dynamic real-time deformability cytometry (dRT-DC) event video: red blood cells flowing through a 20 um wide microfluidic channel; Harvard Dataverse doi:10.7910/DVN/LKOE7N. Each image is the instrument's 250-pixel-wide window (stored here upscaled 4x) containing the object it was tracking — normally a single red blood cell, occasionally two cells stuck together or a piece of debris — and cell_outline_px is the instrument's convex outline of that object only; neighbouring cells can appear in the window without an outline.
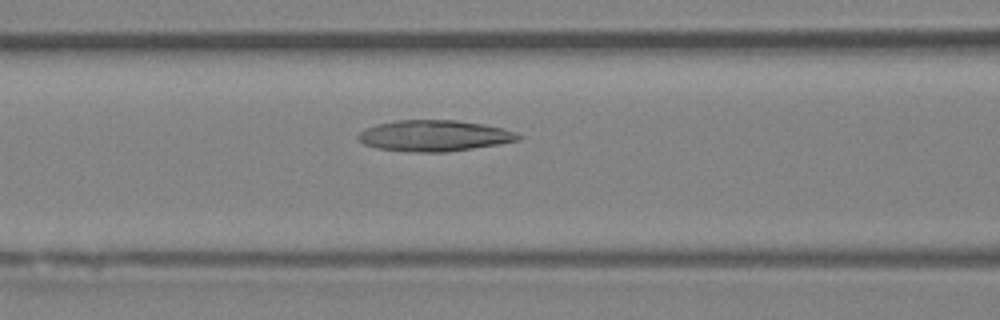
{"species": "Egyptian fruit bat (a non-hibernating species)", "species_latin": "Rousettus aegyptiacus", "temperature_condition": "room temperature", "stored_images_in_passage": 50, "camera_frame_rate_fps": 3000, "um_per_image_px": 0.085, "animal": {"sex": "female"}, "frame": {"image": 1, "passage_image": 20, "time_ms": 6.333, "image_size_px": [1000, 320], "cell_outline_px": [[524, 136], [520, 140], [448, 152], [412, 152], [376, 148], [364, 144], [356, 136], [364, 128], [376, 124], [396, 120], [456, 120], [484, 124], [516, 132]], "centroid_in_image_um": [36.89, 11.53], "position_along_channel_um": 129.7, "area_um2": 29.02}}
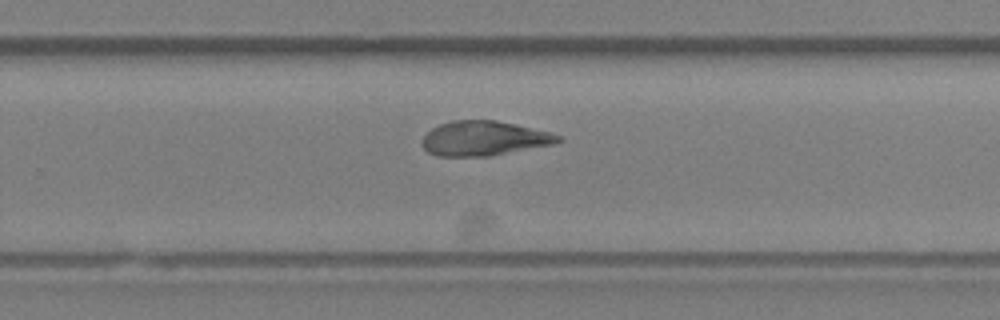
{"frame": {"image": 2, "passage_image": 32, "time_ms": 10.333, "image_size_px": [1000, 320], "cell_outline_px": [[564, 140], [552, 144], [488, 156], [436, 156], [428, 152], [420, 144], [420, 140], [432, 128], [440, 124], [452, 120], [496, 120], [516, 124], [552, 132], [560, 136]], "centroid_in_image_um": [41.12, 11.75], "position_along_channel_um": 288.7, "area_um2": 27.46}}
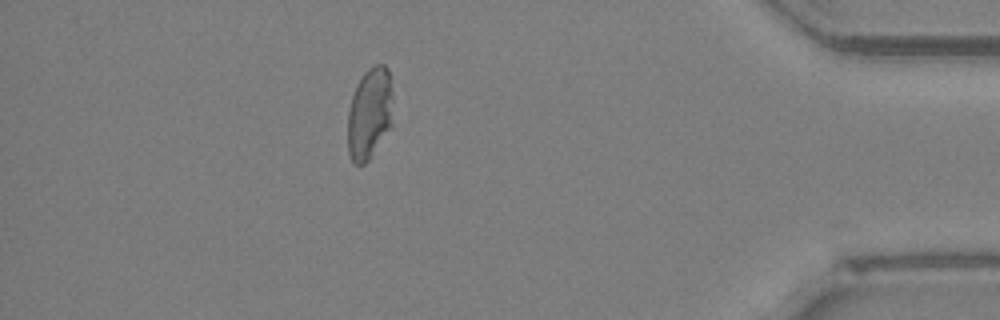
{"frame": {"image": 3, "passage_image": 44, "time_ms": 14.333, "image_size_px": [1000, 320], "cell_outline_px": [[392, 128], [368, 160], [364, 164], [356, 164], [352, 160], [348, 152], [348, 112], [352, 96], [356, 84], [364, 72], [368, 68], [376, 64], [384, 64], [388, 68], [392, 92]], "centroid_in_image_um": [31.43, 9.64], "position_along_channel_um": 403.8, "area_um2": 24.45}, "authors_computed_cell_mechanics": {"area_um2": 28.1775, "velocity_mm_per_s": 4.0061, "shape_relaxation_time_tau1_ms": 8.2358, "shape_relaxation_time_tau2_ms": 5.022, "deformation_change_tau1": 0.2374, "deformation_change_tau2": 0.1341}}